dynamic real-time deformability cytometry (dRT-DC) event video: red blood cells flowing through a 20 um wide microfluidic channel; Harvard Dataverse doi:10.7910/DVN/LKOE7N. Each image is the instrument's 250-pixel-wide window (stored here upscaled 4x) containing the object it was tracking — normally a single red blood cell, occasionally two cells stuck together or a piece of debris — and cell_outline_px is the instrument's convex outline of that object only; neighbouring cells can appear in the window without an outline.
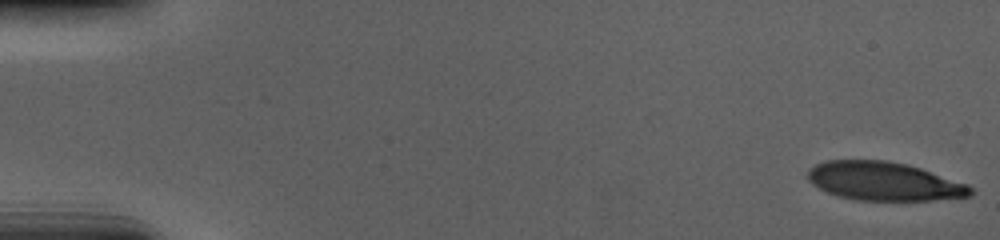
{"species": "human", "species_latin": "Homo sapiens", "temperature_condition": "cold", "stored_images_in_passage": 56, "camera_frame_rate_fps": 3000, "um_per_image_px": 0.085, "donor": {"sex": "male"}, "frame": {"image": 1, "passage_image": 1, "time_ms": 0.0, "image_size_px": [1000, 240], "cell_outline_px": [[972, 196], [932, 200], [856, 200], [840, 196], [828, 192], [812, 184], [808, 180], [808, 168], [824, 160], [884, 160], [908, 164], [968, 184], [972, 188]], "centroid_in_image_um": [75.13, 15.4], "position_along_channel_um": 9.9, "area_um2": 36.53}}
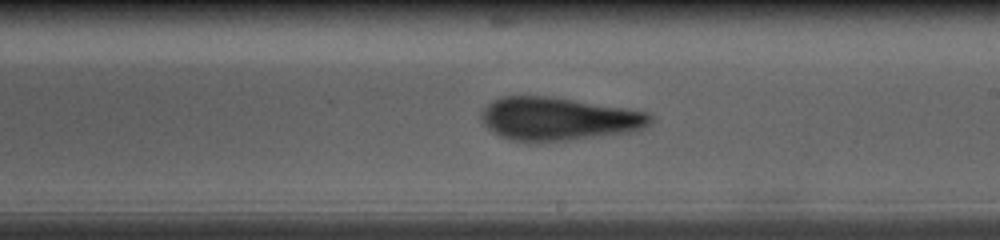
{"frame": {"image": 2, "passage_image": 33, "time_ms": 10.667, "image_size_px": [1000, 240], "cell_outline_px": [[656, 116], [644, 128], [632, 132], [536, 144], [532, 144], [508, 140], [500, 136], [488, 128], [480, 120], [480, 112], [492, 100], [500, 96], [552, 96], [648, 112]], "centroid_in_image_um": [47.43, 10.12], "position_along_channel_um": 241.6, "area_um2": 43.29}}
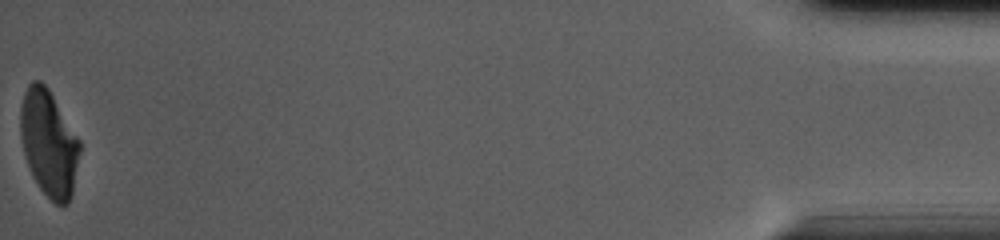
{"frame": {"image": 3, "passage_image": 56, "time_ms": 18.333, "image_size_px": [1000, 240], "cell_outline_px": [[80, 152], [72, 196], [68, 204], [64, 208], [60, 208], [40, 188], [32, 176], [28, 168], [20, 136], [20, 108], [24, 92], [28, 84], [32, 80], [40, 80], [48, 88], [80, 140]], "centroid_in_image_um": [4.15, 12.19], "position_along_channel_um": 431.1, "area_um2": 37.05}, "authors_computed_cell_mechanics": {"area_um2": 41.1536, "velocity_mm_per_s": 3.694, "shape_relaxation_time_tau1_ms": 10.5245, "shape_relaxation_time_tau2_ms": 2.3063, "deformation_change_tau1": 0.3043, "deformation_change_tau2": 0.1043}}